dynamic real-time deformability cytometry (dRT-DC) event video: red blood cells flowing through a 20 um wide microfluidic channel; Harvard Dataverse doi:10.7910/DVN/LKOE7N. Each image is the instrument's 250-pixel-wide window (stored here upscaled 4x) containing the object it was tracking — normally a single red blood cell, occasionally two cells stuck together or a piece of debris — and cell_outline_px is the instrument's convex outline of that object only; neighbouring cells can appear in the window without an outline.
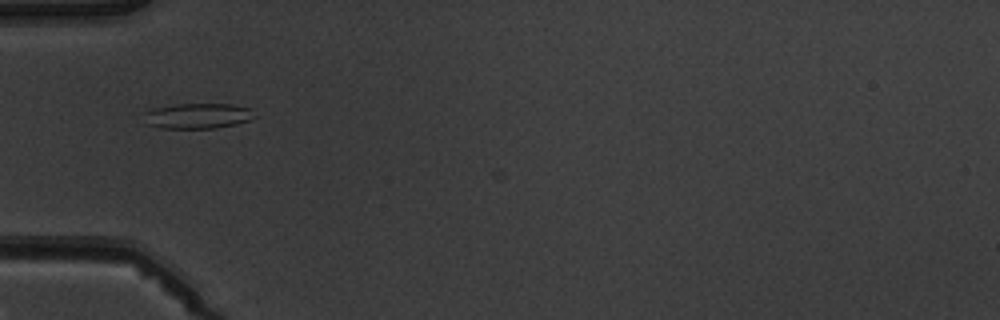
{"species": "common noctule bat (a hibernating species)", "species_latin": "Nyctalus noctula", "temperature_condition": "warm", "stored_images_in_passage": 6, "camera_frame_rate_fps": 3000, "um_per_image_px": 0.085, "animal": {"sex": "male", "body_mass_g": 19.5, "forearm_length_mm": 54.6}, "frame": {"image": 1, "passage_image": 5, "time_ms": 5.667, "image_size_px": [1000, 320], "cell_outline_px": [[256, 116], [248, 120], [236, 124], [216, 128], [160, 128], [144, 124], [140, 112], [152, 108], [176, 104], [232, 104], [252, 108]], "centroid_in_image_um": [16.72, 9.85], "position_along_channel_um": 68.3, "area_um2": 16.82}}